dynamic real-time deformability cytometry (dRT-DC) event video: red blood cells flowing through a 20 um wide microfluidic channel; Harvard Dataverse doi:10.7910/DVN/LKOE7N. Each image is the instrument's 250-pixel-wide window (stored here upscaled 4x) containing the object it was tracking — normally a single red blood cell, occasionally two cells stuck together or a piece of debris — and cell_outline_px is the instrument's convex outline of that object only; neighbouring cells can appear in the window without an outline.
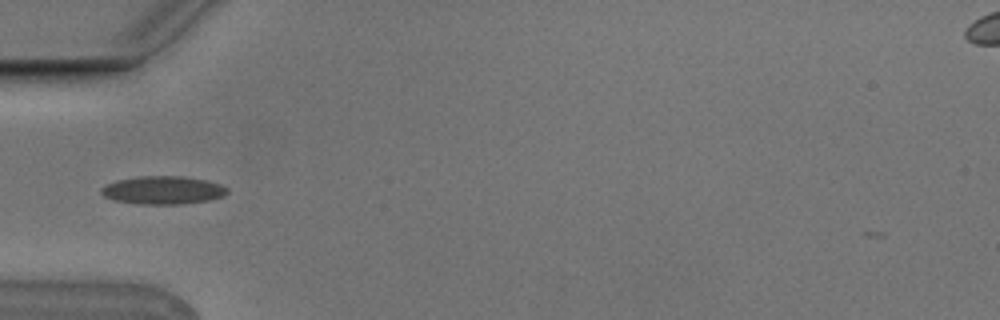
{"species": "Egyptian fruit bat (a non-hibernating species)", "species_latin": "Rousettus aegyptiacus", "temperature_condition": "cold", "stored_images_in_passage": 1, "camera_frame_rate_fps": 3000, "um_per_image_px": 0.085, "animal": {"sex": "male"}, "frame": {"image": 1, "passage_image": 1, "time_ms": 0.0, "image_size_px": [1000, 320], "cell_outline_px": [[228, 192], [224, 196], [208, 200], [180, 204], [136, 204], [112, 200], [104, 196], [100, 192], [100, 188], [116, 180], [136, 176], [180, 176], [204, 180], [220, 184], [228, 188]], "centroid_in_image_um": [13.81, 16.17], "position_along_channel_um": 71.2, "area_um2": 20.69}}